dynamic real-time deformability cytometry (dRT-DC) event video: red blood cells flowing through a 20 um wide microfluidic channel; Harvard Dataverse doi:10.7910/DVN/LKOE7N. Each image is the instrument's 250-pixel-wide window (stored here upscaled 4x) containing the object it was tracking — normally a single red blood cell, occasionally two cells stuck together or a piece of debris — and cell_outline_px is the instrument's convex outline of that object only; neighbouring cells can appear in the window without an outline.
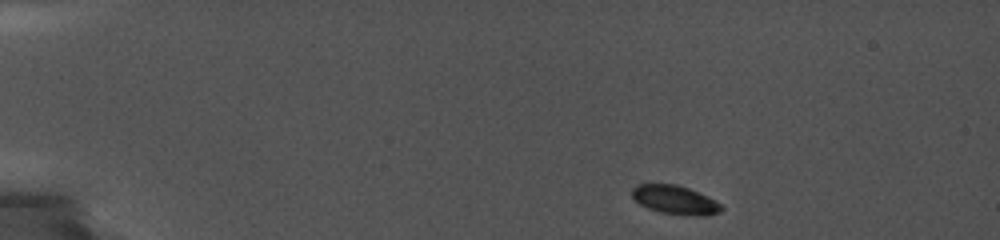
{"species": "common noctule bat (a hibernating species)", "species_latin": "Nyctalus noctula", "temperature_condition": "cold", "stored_images_in_passage": 56, "camera_frame_rate_fps": 5000, "um_per_image_px": 0.085, "animal": {"sex": "female", "body_mass_g": 19.0, "forearm_length_mm": 56.7}, "frame": {"image": 1, "passage_image": 1, "time_ms": 0.0, "image_size_px": [1000, 240], "cell_outline_px": [[724, 208], [720, 212], [708, 216], [692, 216], [660, 212], [648, 208], [640, 204], [632, 196], [632, 188], [636, 184], [676, 184], [688, 188], [708, 196], [716, 200]], "centroid_in_image_um": [57.41, 16.99], "position_along_channel_um": 27.6, "area_um2": 15.09}}
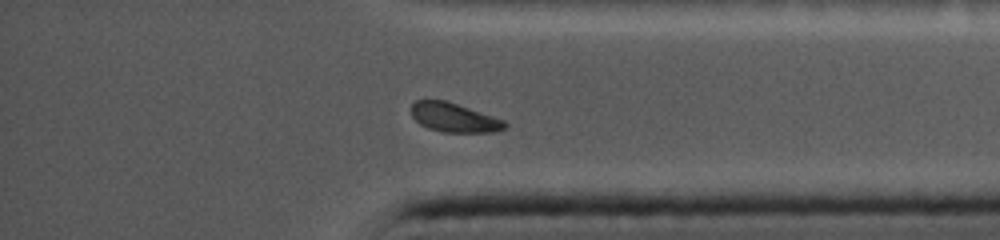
{"frame": {"image": 2, "passage_image": 53, "time_ms": 12.6, "image_size_px": [1000, 240], "cell_outline_px": [[508, 128], [492, 132], [444, 132], [428, 128], [420, 124], [412, 116], [412, 104], [416, 100], [444, 100], [504, 120], [508, 124]], "centroid_in_image_um": [38.61, 10.0], "position_along_channel_um": 396.6, "area_um2": 15.66}}
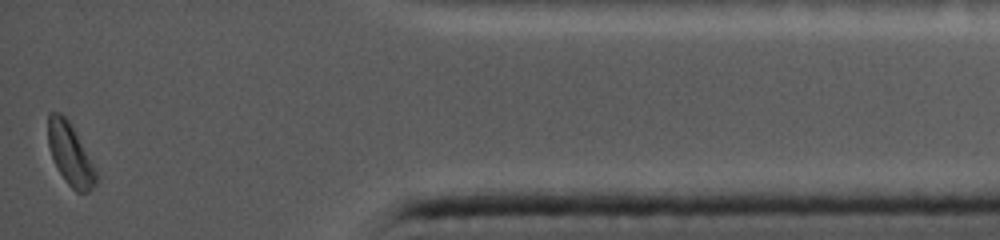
{"frame": {"image": 3, "passage_image": 56, "time_ms": 14.2, "image_size_px": [1000, 240], "cell_outline_px": [[96, 184], [88, 192], [76, 192], [64, 180], [52, 160], [48, 144], [48, 112], [60, 112], [68, 120], [92, 164], [96, 172]], "centroid_in_image_um": [5.92, 13.12], "position_along_channel_um": 429.3, "area_um2": 16.88}, "authors_computed_cell_mechanics": {"area_um2": 16.6464, "velocity_mm_per_s": 3.7054, "shape_relaxation_time_tau1_ms": 0.8655, "shape_relaxation_time_tau2_ms": null, "deformation_change_tau1": 0.0856, "deformation_change_tau2": null}}